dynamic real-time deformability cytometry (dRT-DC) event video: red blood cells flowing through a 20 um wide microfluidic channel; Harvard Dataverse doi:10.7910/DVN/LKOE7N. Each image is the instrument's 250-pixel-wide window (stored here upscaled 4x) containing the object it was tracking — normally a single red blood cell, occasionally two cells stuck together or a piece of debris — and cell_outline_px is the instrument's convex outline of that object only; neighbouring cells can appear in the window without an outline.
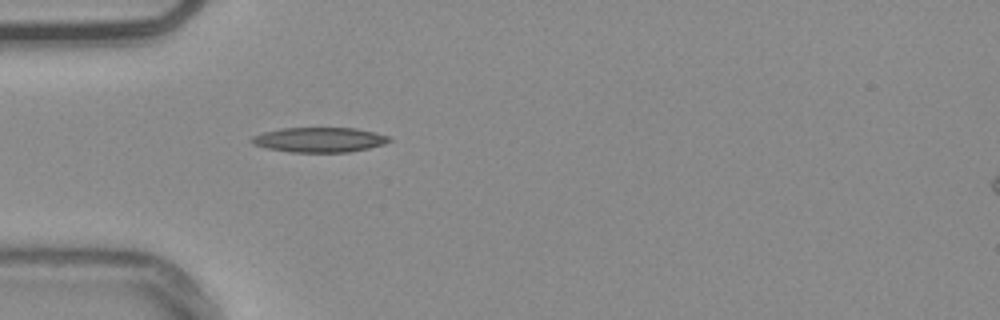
{"species": "common noctule bat (a hibernating species)", "species_latin": "Nyctalus noctula", "temperature_condition": "warm", "stored_images_in_passage": 38, "camera_frame_rate_fps": 3000, "um_per_image_px": 0.085, "animal": {"sex": "male", "body_mass_g": 20.4}, "frame": {"image": 1, "passage_image": 1, "time_ms": 0.0, "image_size_px": [1000, 320], "cell_outline_px": [[392, 140], [384, 144], [368, 148], [348, 152], [288, 152], [268, 148], [252, 144], [248, 140], [252, 136], [264, 132], [280, 128], [356, 128], [388, 136]], "centroid_in_image_um": [27.1, 11.88], "position_along_channel_um": 57.9, "area_um2": 19.88}}
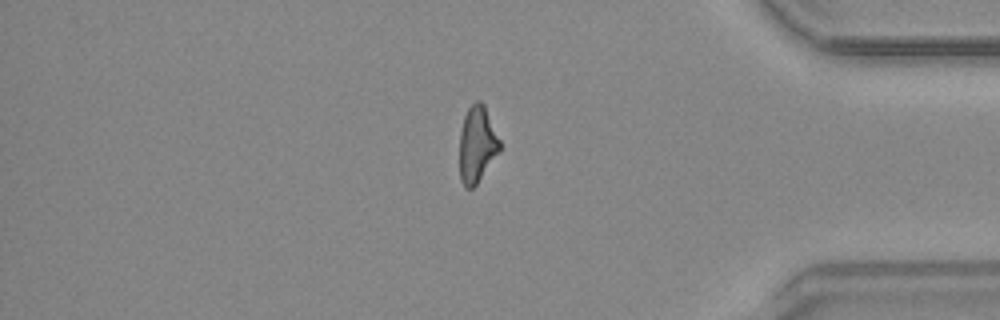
{"frame": {"image": 2, "passage_image": 30, "time_ms": 9.667, "image_size_px": [1000, 320], "cell_outline_px": [[500, 152], [476, 184], [472, 188], [464, 188], [460, 180], [460, 132], [464, 116], [468, 108], [476, 100], [480, 100], [484, 104], [500, 140]], "centroid_in_image_um": [40.55, 12.27], "position_along_channel_um": 394.7, "area_um2": 17.92}}
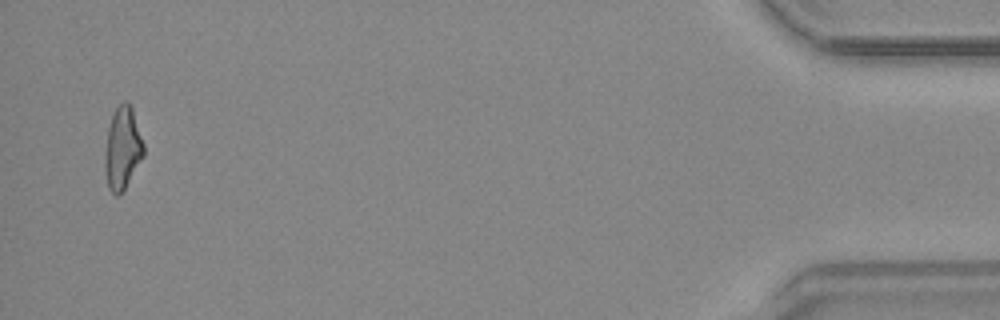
{"frame": {"image": 3, "passage_image": 37, "time_ms": 12.0, "image_size_px": [1000, 320], "cell_outline_px": [[144, 156], [124, 192], [120, 196], [116, 196], [108, 188], [104, 168], [104, 156], [108, 128], [112, 116], [116, 108], [124, 100], [128, 100], [132, 108], [144, 144]], "centroid_in_image_um": [10.42, 12.66], "position_along_channel_um": 424.8, "area_um2": 18.96}, "authors_computed_cell_mechanics": {"area_um2": 18.5538, "velocity_mm_per_s": 3.7961, "shape_relaxation_time_tau1_ms": null, "shape_relaxation_time_tau2_ms": 8.5846, "deformation_change_tau1": null, "deformation_change_tau2": 0.2259}}